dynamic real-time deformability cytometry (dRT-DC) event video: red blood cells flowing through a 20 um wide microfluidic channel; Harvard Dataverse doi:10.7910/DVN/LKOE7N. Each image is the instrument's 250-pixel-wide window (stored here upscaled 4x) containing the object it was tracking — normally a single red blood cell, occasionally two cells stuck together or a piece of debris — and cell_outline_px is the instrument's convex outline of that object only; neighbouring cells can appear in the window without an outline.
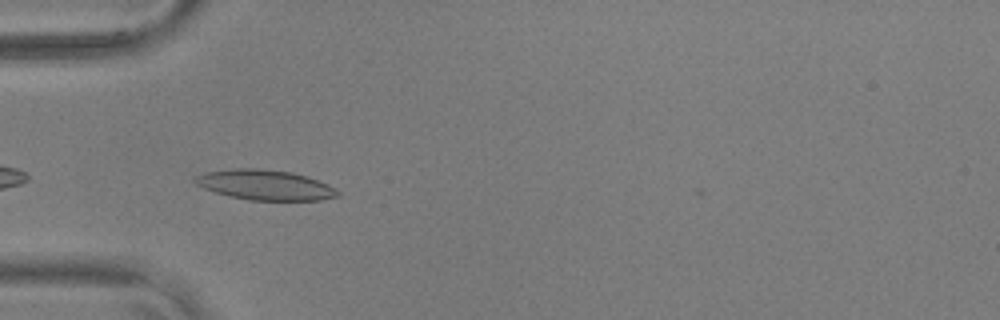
{"species": "common noctule bat (a hibernating species)", "species_latin": "Nyctalus noctula", "temperature_condition": "warm", "stored_images_in_passage": 40, "camera_frame_rate_fps": 3000, "um_per_image_px": 0.085, "animal": {"sex": "male", "body_mass_g": 17.9, "forearm_length_mm": 54.2}, "frame": {"image": 1, "passage_image": 2, "time_ms": 0.333, "image_size_px": [1000, 320], "cell_outline_px": [[340, 196], [320, 200], [248, 200], [228, 196], [204, 188], [196, 184], [192, 180], [196, 176], [208, 172], [232, 168], [256, 168], [292, 172], [308, 176], [328, 184], [340, 192]], "centroid_in_image_um": [22.55, 15.72], "position_along_channel_um": 62.4, "area_um2": 25.09}}
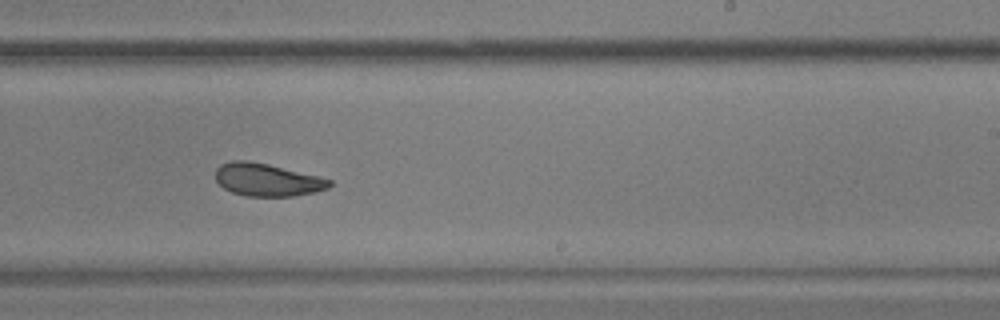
{"frame": {"image": 2, "passage_image": 19, "time_ms": 6.0, "image_size_px": [1000, 320], "cell_outline_px": [[332, 184], [328, 188], [312, 192], [292, 196], [244, 196], [232, 192], [224, 188], [216, 180], [216, 168], [220, 164], [232, 160], [248, 160], [268, 164], [320, 176], [332, 180]], "centroid_in_image_um": [22.7, 15.27], "position_along_channel_um": 266.3, "area_um2": 21.73}}
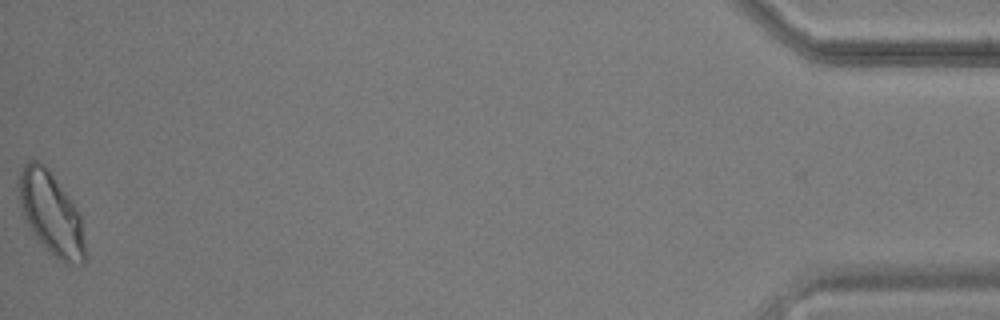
{"frame": {"image": 3, "passage_image": 40, "time_ms": 13.0, "image_size_px": [1000, 320], "cell_outline_px": [[88, 252], [84, 264], [64, 264], [36, 236], [28, 224], [24, 216], [20, 204], [16, 184], [20, 172], [24, 164], [28, 160], [40, 160], [44, 164], [76, 208], [80, 216]], "centroid_in_image_um": [4.36, 18.14], "position_along_channel_um": 430.8, "area_um2": 31.62}, "authors_computed_cell_mechanics": {"area_um2": 22.542, "velocity_mm_per_s": 3.6376, "shape_relaxation_time_tau1_ms": 5.4059, "shape_relaxation_time_tau2_ms": 3.8772, "deformation_change_tau1": 0.144, "deformation_change_tau2": 0.1055}}